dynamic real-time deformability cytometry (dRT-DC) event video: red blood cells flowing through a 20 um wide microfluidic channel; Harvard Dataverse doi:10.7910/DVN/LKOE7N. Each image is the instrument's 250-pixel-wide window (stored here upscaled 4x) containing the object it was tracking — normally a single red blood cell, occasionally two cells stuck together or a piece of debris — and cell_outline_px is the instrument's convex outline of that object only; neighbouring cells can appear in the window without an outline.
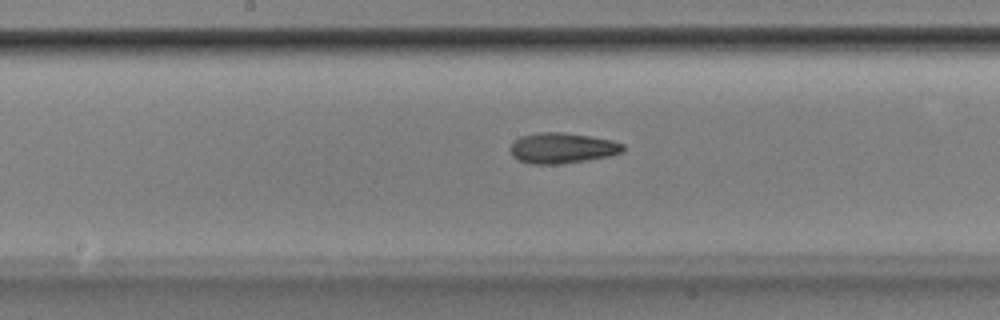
{"species": "Egyptian fruit bat (a non-hibernating species)", "species_latin": "Rousettus aegyptiacus", "temperature_condition": "room temperature", "stored_images_in_passage": 39, "camera_frame_rate_fps": 3000, "um_per_image_px": 0.085, "animal": {"sex": "male"}, "frame": {"image": 1, "passage_image": 14, "time_ms": 4.333, "image_size_px": [1000, 320], "cell_outline_px": [[624, 152], [608, 156], [560, 164], [528, 164], [512, 156], [508, 148], [520, 136], [536, 132], [564, 132], [612, 140], [624, 144]], "centroid_in_image_um": [47.76, 12.58], "position_along_channel_um": 200.4, "area_um2": 20.11}}
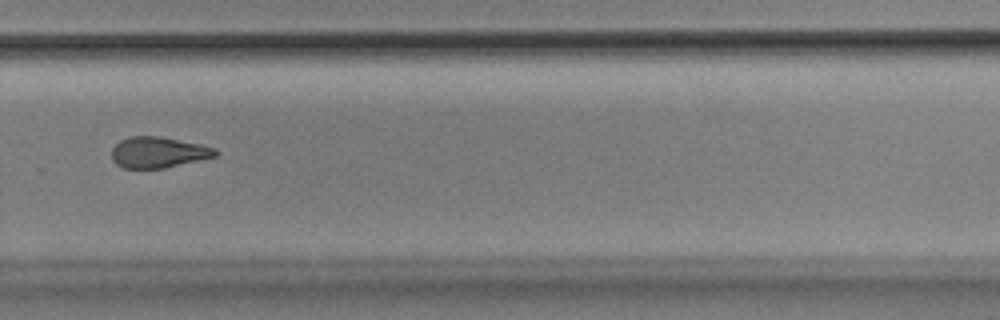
{"frame": {"image": 2, "passage_image": 23, "time_ms": 7.333, "image_size_px": [1000, 320], "cell_outline_px": [[220, 152], [216, 156], [164, 168], [124, 168], [116, 164], [112, 160], [112, 148], [120, 140], [128, 136], [160, 136], [200, 144], [216, 148]], "centroid_in_image_um": [13.45, 12.94], "position_along_channel_um": 316.4, "area_um2": 18.73}}
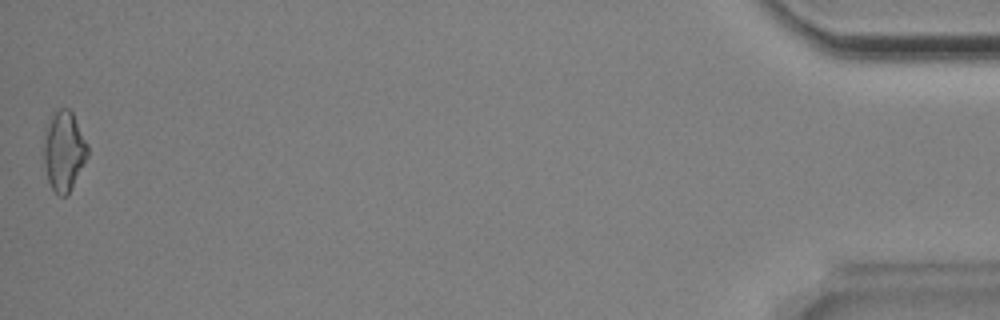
{"frame": {"image": 3, "passage_image": 39, "time_ms": 12.667, "image_size_px": [1000, 320], "cell_outline_px": [[88, 156], [68, 196], [60, 196], [52, 188], [48, 180], [44, 160], [44, 132], [52, 112], [60, 108], [68, 108], [72, 112], [88, 144]], "centroid_in_image_um": [5.44, 12.82], "position_along_channel_um": 429.8, "area_um2": 20.46}, "authors_computed_cell_mechanics": {"area_um2": 19.363, "velocity_mm_per_s": 3.8889, "shape_relaxation_time_tau1_ms": 10.8143, "shape_relaxation_time_tau2_ms": 3.2886, "deformation_change_tau1": 0.1962, "deformation_change_tau2": 0.1174}}